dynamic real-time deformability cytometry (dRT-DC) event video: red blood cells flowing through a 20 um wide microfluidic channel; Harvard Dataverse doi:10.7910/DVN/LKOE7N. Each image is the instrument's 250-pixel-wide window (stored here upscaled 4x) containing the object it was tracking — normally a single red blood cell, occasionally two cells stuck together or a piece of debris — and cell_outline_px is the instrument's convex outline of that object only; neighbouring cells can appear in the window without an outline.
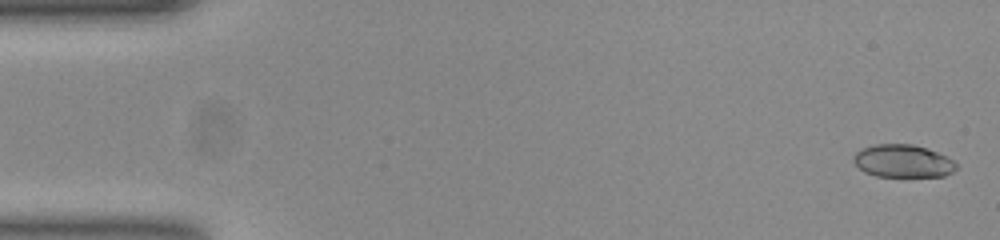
{"species": "common noctule bat (a hibernating species)", "species_latin": "Nyctalus noctula", "temperature_condition": "room temperature", "stored_images_in_passage": 53, "camera_frame_rate_fps": 3000, "um_per_image_px": 0.085, "animal": {"sex": "female", "body_mass_g": 23.0, "forearm_length_mm": 53.4}, "frame": {"image": 1, "passage_image": 2, "time_ms": 0.333, "image_size_px": [1000, 240], "cell_outline_px": [[956, 168], [952, 172], [944, 176], [876, 176], [864, 172], [852, 160], [852, 156], [856, 152], [864, 148], [876, 144], [912, 144], [936, 152], [952, 160], [956, 164]], "centroid_in_image_um": [76.71, 13.69], "position_along_channel_um": 8.3, "area_um2": 19.31}}
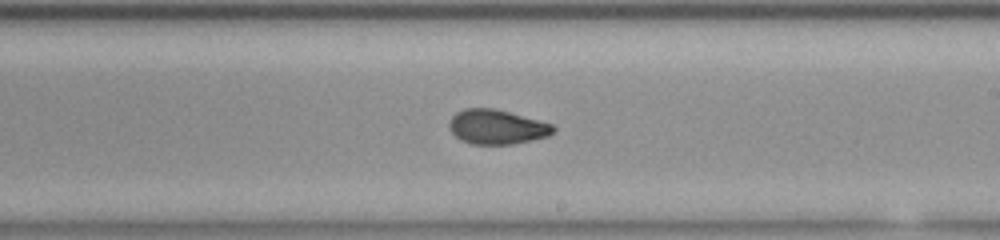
{"frame": {"image": 2, "passage_image": 31, "time_ms": 10.0, "image_size_px": [1000, 240], "cell_outline_px": [[556, 132], [548, 136], [532, 140], [512, 144], [472, 144], [460, 140], [448, 128], [448, 124], [452, 116], [456, 112], [464, 108], [492, 108], [508, 112], [552, 124], [556, 128]], "centroid_in_image_um": [42.21, 10.79], "position_along_channel_um": 246.8, "area_um2": 20.92}}
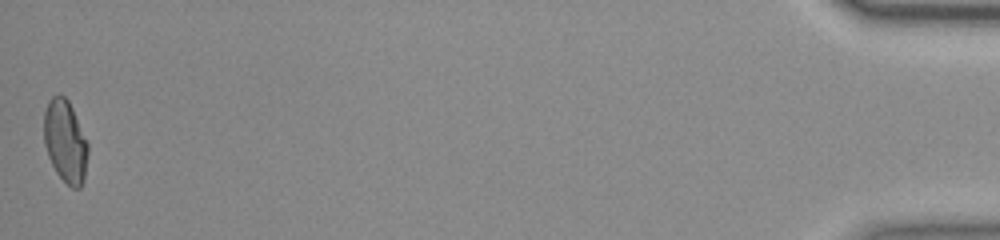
{"frame": {"image": 3, "passage_image": 53, "time_ms": 17.333, "image_size_px": [1000, 240], "cell_outline_px": [[88, 152], [84, 180], [80, 188], [72, 188], [56, 172], [48, 156], [44, 144], [44, 112], [48, 100], [52, 96], [64, 96], [68, 100], [72, 108], [88, 144]], "centroid_in_image_um": [5.54, 12.02], "position_along_channel_um": 429.7, "area_um2": 20.98}, "authors_computed_cell_mechanics": {"area_um2": 20.9236, "velocity_mm_per_s": 3.8678, "shape_relaxation_time_tau1_ms": 4.6591, "shape_relaxation_time_tau2_ms": 1.6929, "deformation_change_tau1": 0.1597, "deformation_change_tau2": 0.0651}}